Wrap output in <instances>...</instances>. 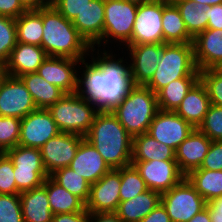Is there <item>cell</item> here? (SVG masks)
<instances>
[{
  "mask_svg": "<svg viewBox=\"0 0 222 222\" xmlns=\"http://www.w3.org/2000/svg\"><path fill=\"white\" fill-rule=\"evenodd\" d=\"M97 50V58L90 56L91 63L85 62V59L80 62L84 65L81 67L85 68H80L83 69L81 77L78 74L77 93L93 101L99 111L111 112L133 86L130 64L125 62L123 57L116 59L105 48L100 53V50Z\"/></svg>",
  "mask_w": 222,
  "mask_h": 222,
  "instance_id": "6da1fadb",
  "label": "cell"
},
{
  "mask_svg": "<svg viewBox=\"0 0 222 222\" xmlns=\"http://www.w3.org/2000/svg\"><path fill=\"white\" fill-rule=\"evenodd\" d=\"M110 169L131 165L133 138L110 111H99L84 136Z\"/></svg>",
  "mask_w": 222,
  "mask_h": 222,
  "instance_id": "7a4b0ae2",
  "label": "cell"
},
{
  "mask_svg": "<svg viewBox=\"0 0 222 222\" xmlns=\"http://www.w3.org/2000/svg\"><path fill=\"white\" fill-rule=\"evenodd\" d=\"M41 47L47 56L76 60H83L89 55L88 53L96 50L79 34L72 21L60 14L53 5L43 7Z\"/></svg>",
  "mask_w": 222,
  "mask_h": 222,
  "instance_id": "3957f363",
  "label": "cell"
},
{
  "mask_svg": "<svg viewBox=\"0 0 222 222\" xmlns=\"http://www.w3.org/2000/svg\"><path fill=\"white\" fill-rule=\"evenodd\" d=\"M158 110L156 93L146 86L133 85L111 112L133 138L147 133Z\"/></svg>",
  "mask_w": 222,
  "mask_h": 222,
  "instance_id": "277c9868",
  "label": "cell"
},
{
  "mask_svg": "<svg viewBox=\"0 0 222 222\" xmlns=\"http://www.w3.org/2000/svg\"><path fill=\"white\" fill-rule=\"evenodd\" d=\"M184 77H200L193 43H165L157 70L145 86L157 93L174 80Z\"/></svg>",
  "mask_w": 222,
  "mask_h": 222,
  "instance_id": "5b68a950",
  "label": "cell"
},
{
  "mask_svg": "<svg viewBox=\"0 0 222 222\" xmlns=\"http://www.w3.org/2000/svg\"><path fill=\"white\" fill-rule=\"evenodd\" d=\"M47 110L60 132L79 134L83 137L99 112L93 101L80 96L77 92L65 94Z\"/></svg>",
  "mask_w": 222,
  "mask_h": 222,
  "instance_id": "8992f818",
  "label": "cell"
},
{
  "mask_svg": "<svg viewBox=\"0 0 222 222\" xmlns=\"http://www.w3.org/2000/svg\"><path fill=\"white\" fill-rule=\"evenodd\" d=\"M138 4L126 0H105L104 30L102 38L92 47H104L109 38L123 46L130 45ZM103 41V42H102ZM103 43V45H101Z\"/></svg>",
  "mask_w": 222,
  "mask_h": 222,
  "instance_id": "52a82bcc",
  "label": "cell"
},
{
  "mask_svg": "<svg viewBox=\"0 0 222 222\" xmlns=\"http://www.w3.org/2000/svg\"><path fill=\"white\" fill-rule=\"evenodd\" d=\"M161 203L171 222H189L197 213L206 208V200L184 177L170 190L161 193Z\"/></svg>",
  "mask_w": 222,
  "mask_h": 222,
  "instance_id": "ba28073f",
  "label": "cell"
},
{
  "mask_svg": "<svg viewBox=\"0 0 222 222\" xmlns=\"http://www.w3.org/2000/svg\"><path fill=\"white\" fill-rule=\"evenodd\" d=\"M164 43L162 0L138 4L130 45Z\"/></svg>",
  "mask_w": 222,
  "mask_h": 222,
  "instance_id": "9c48e42d",
  "label": "cell"
},
{
  "mask_svg": "<svg viewBox=\"0 0 222 222\" xmlns=\"http://www.w3.org/2000/svg\"><path fill=\"white\" fill-rule=\"evenodd\" d=\"M36 109L22 80L6 75L0 84V116L22 119Z\"/></svg>",
  "mask_w": 222,
  "mask_h": 222,
  "instance_id": "30bf717a",
  "label": "cell"
},
{
  "mask_svg": "<svg viewBox=\"0 0 222 222\" xmlns=\"http://www.w3.org/2000/svg\"><path fill=\"white\" fill-rule=\"evenodd\" d=\"M194 127L175 111L158 110L147 134L174 150L194 131Z\"/></svg>",
  "mask_w": 222,
  "mask_h": 222,
  "instance_id": "8fae6325",
  "label": "cell"
},
{
  "mask_svg": "<svg viewBox=\"0 0 222 222\" xmlns=\"http://www.w3.org/2000/svg\"><path fill=\"white\" fill-rule=\"evenodd\" d=\"M131 164L147 188L160 193L170 190L185 177L176 160L131 161Z\"/></svg>",
  "mask_w": 222,
  "mask_h": 222,
  "instance_id": "7c38bea8",
  "label": "cell"
},
{
  "mask_svg": "<svg viewBox=\"0 0 222 222\" xmlns=\"http://www.w3.org/2000/svg\"><path fill=\"white\" fill-rule=\"evenodd\" d=\"M60 133L47 109L37 108L21 119L19 145L40 149Z\"/></svg>",
  "mask_w": 222,
  "mask_h": 222,
  "instance_id": "4fadbf2b",
  "label": "cell"
},
{
  "mask_svg": "<svg viewBox=\"0 0 222 222\" xmlns=\"http://www.w3.org/2000/svg\"><path fill=\"white\" fill-rule=\"evenodd\" d=\"M83 139L79 134L60 132L40 148L49 176L58 169L70 166Z\"/></svg>",
  "mask_w": 222,
  "mask_h": 222,
  "instance_id": "5bb4252c",
  "label": "cell"
},
{
  "mask_svg": "<svg viewBox=\"0 0 222 222\" xmlns=\"http://www.w3.org/2000/svg\"><path fill=\"white\" fill-rule=\"evenodd\" d=\"M120 172L111 169L96 183L91 184L86 210L90 213L116 212L120 203Z\"/></svg>",
  "mask_w": 222,
  "mask_h": 222,
  "instance_id": "9a60e30c",
  "label": "cell"
},
{
  "mask_svg": "<svg viewBox=\"0 0 222 222\" xmlns=\"http://www.w3.org/2000/svg\"><path fill=\"white\" fill-rule=\"evenodd\" d=\"M81 60L65 57L47 56L37 70L46 82L57 86L65 94L76 93L78 91V68Z\"/></svg>",
  "mask_w": 222,
  "mask_h": 222,
  "instance_id": "2e32d148",
  "label": "cell"
},
{
  "mask_svg": "<svg viewBox=\"0 0 222 222\" xmlns=\"http://www.w3.org/2000/svg\"><path fill=\"white\" fill-rule=\"evenodd\" d=\"M164 43L125 46L129 50L130 75L133 85L145 86L157 70ZM132 62V63H131Z\"/></svg>",
  "mask_w": 222,
  "mask_h": 222,
  "instance_id": "e0dca14e",
  "label": "cell"
},
{
  "mask_svg": "<svg viewBox=\"0 0 222 222\" xmlns=\"http://www.w3.org/2000/svg\"><path fill=\"white\" fill-rule=\"evenodd\" d=\"M194 59L199 71L222 64V30L206 29L193 39Z\"/></svg>",
  "mask_w": 222,
  "mask_h": 222,
  "instance_id": "ac0fdd59",
  "label": "cell"
},
{
  "mask_svg": "<svg viewBox=\"0 0 222 222\" xmlns=\"http://www.w3.org/2000/svg\"><path fill=\"white\" fill-rule=\"evenodd\" d=\"M212 140L198 129L177 147L175 159L179 170L186 176L190 171L200 168L210 148Z\"/></svg>",
  "mask_w": 222,
  "mask_h": 222,
  "instance_id": "d6986e66",
  "label": "cell"
},
{
  "mask_svg": "<svg viewBox=\"0 0 222 222\" xmlns=\"http://www.w3.org/2000/svg\"><path fill=\"white\" fill-rule=\"evenodd\" d=\"M46 57L47 54L42 47L17 42L3 67L7 75L19 77L36 73Z\"/></svg>",
  "mask_w": 222,
  "mask_h": 222,
  "instance_id": "ffe728a7",
  "label": "cell"
},
{
  "mask_svg": "<svg viewBox=\"0 0 222 222\" xmlns=\"http://www.w3.org/2000/svg\"><path fill=\"white\" fill-rule=\"evenodd\" d=\"M69 167L83 176L90 184L96 183L111 170L101 154L86 139L80 142Z\"/></svg>",
  "mask_w": 222,
  "mask_h": 222,
  "instance_id": "44dd1931",
  "label": "cell"
},
{
  "mask_svg": "<svg viewBox=\"0 0 222 222\" xmlns=\"http://www.w3.org/2000/svg\"><path fill=\"white\" fill-rule=\"evenodd\" d=\"M105 0H91L72 21L86 42L93 47L103 36Z\"/></svg>",
  "mask_w": 222,
  "mask_h": 222,
  "instance_id": "7402d4cb",
  "label": "cell"
},
{
  "mask_svg": "<svg viewBox=\"0 0 222 222\" xmlns=\"http://www.w3.org/2000/svg\"><path fill=\"white\" fill-rule=\"evenodd\" d=\"M210 104L206 87L199 79L188 91L175 112L197 129L203 122Z\"/></svg>",
  "mask_w": 222,
  "mask_h": 222,
  "instance_id": "603a6c76",
  "label": "cell"
},
{
  "mask_svg": "<svg viewBox=\"0 0 222 222\" xmlns=\"http://www.w3.org/2000/svg\"><path fill=\"white\" fill-rule=\"evenodd\" d=\"M19 195L24 222H52L53 213L44 185L21 192Z\"/></svg>",
  "mask_w": 222,
  "mask_h": 222,
  "instance_id": "cb8c5ba5",
  "label": "cell"
},
{
  "mask_svg": "<svg viewBox=\"0 0 222 222\" xmlns=\"http://www.w3.org/2000/svg\"><path fill=\"white\" fill-rule=\"evenodd\" d=\"M159 203L161 193L148 189L132 199L120 201L115 213L123 222H140Z\"/></svg>",
  "mask_w": 222,
  "mask_h": 222,
  "instance_id": "d4e9b609",
  "label": "cell"
},
{
  "mask_svg": "<svg viewBox=\"0 0 222 222\" xmlns=\"http://www.w3.org/2000/svg\"><path fill=\"white\" fill-rule=\"evenodd\" d=\"M162 30L165 43H193L177 6L162 0Z\"/></svg>",
  "mask_w": 222,
  "mask_h": 222,
  "instance_id": "484cf974",
  "label": "cell"
},
{
  "mask_svg": "<svg viewBox=\"0 0 222 222\" xmlns=\"http://www.w3.org/2000/svg\"><path fill=\"white\" fill-rule=\"evenodd\" d=\"M19 78L25 84L37 108L47 109L65 95L61 89L46 82L37 73H28Z\"/></svg>",
  "mask_w": 222,
  "mask_h": 222,
  "instance_id": "4316f807",
  "label": "cell"
},
{
  "mask_svg": "<svg viewBox=\"0 0 222 222\" xmlns=\"http://www.w3.org/2000/svg\"><path fill=\"white\" fill-rule=\"evenodd\" d=\"M43 185L46 188L50 209L53 215L76 213L86 209L85 203L80 198L60 186L50 176L45 179Z\"/></svg>",
  "mask_w": 222,
  "mask_h": 222,
  "instance_id": "83f0119b",
  "label": "cell"
},
{
  "mask_svg": "<svg viewBox=\"0 0 222 222\" xmlns=\"http://www.w3.org/2000/svg\"><path fill=\"white\" fill-rule=\"evenodd\" d=\"M176 160L175 150L170 146L159 143L147 133L133 137L132 160Z\"/></svg>",
  "mask_w": 222,
  "mask_h": 222,
  "instance_id": "f1b7e54d",
  "label": "cell"
},
{
  "mask_svg": "<svg viewBox=\"0 0 222 222\" xmlns=\"http://www.w3.org/2000/svg\"><path fill=\"white\" fill-rule=\"evenodd\" d=\"M16 21L17 42L41 47L43 36V7L27 10Z\"/></svg>",
  "mask_w": 222,
  "mask_h": 222,
  "instance_id": "f546056e",
  "label": "cell"
},
{
  "mask_svg": "<svg viewBox=\"0 0 222 222\" xmlns=\"http://www.w3.org/2000/svg\"><path fill=\"white\" fill-rule=\"evenodd\" d=\"M185 177L206 202L222 196V170L194 169Z\"/></svg>",
  "mask_w": 222,
  "mask_h": 222,
  "instance_id": "4dcf8cb0",
  "label": "cell"
},
{
  "mask_svg": "<svg viewBox=\"0 0 222 222\" xmlns=\"http://www.w3.org/2000/svg\"><path fill=\"white\" fill-rule=\"evenodd\" d=\"M199 79L200 77L179 78L160 89L156 93L158 108L163 111H175Z\"/></svg>",
  "mask_w": 222,
  "mask_h": 222,
  "instance_id": "1f68e13d",
  "label": "cell"
},
{
  "mask_svg": "<svg viewBox=\"0 0 222 222\" xmlns=\"http://www.w3.org/2000/svg\"><path fill=\"white\" fill-rule=\"evenodd\" d=\"M180 11L189 35L194 39L207 29L208 17L204 5L190 0H172Z\"/></svg>",
  "mask_w": 222,
  "mask_h": 222,
  "instance_id": "d6a6232c",
  "label": "cell"
},
{
  "mask_svg": "<svg viewBox=\"0 0 222 222\" xmlns=\"http://www.w3.org/2000/svg\"><path fill=\"white\" fill-rule=\"evenodd\" d=\"M50 177L71 194L80 198L85 204L88 201L91 184L70 167L56 170Z\"/></svg>",
  "mask_w": 222,
  "mask_h": 222,
  "instance_id": "836d02e7",
  "label": "cell"
},
{
  "mask_svg": "<svg viewBox=\"0 0 222 222\" xmlns=\"http://www.w3.org/2000/svg\"><path fill=\"white\" fill-rule=\"evenodd\" d=\"M117 170L120 172L121 178L120 201L132 199L148 190L145 181L132 164Z\"/></svg>",
  "mask_w": 222,
  "mask_h": 222,
  "instance_id": "e575fe53",
  "label": "cell"
},
{
  "mask_svg": "<svg viewBox=\"0 0 222 222\" xmlns=\"http://www.w3.org/2000/svg\"><path fill=\"white\" fill-rule=\"evenodd\" d=\"M17 194L44 184L49 176L45 168L13 167Z\"/></svg>",
  "mask_w": 222,
  "mask_h": 222,
  "instance_id": "d590c367",
  "label": "cell"
},
{
  "mask_svg": "<svg viewBox=\"0 0 222 222\" xmlns=\"http://www.w3.org/2000/svg\"><path fill=\"white\" fill-rule=\"evenodd\" d=\"M13 167L45 168L40 149L17 145L6 151Z\"/></svg>",
  "mask_w": 222,
  "mask_h": 222,
  "instance_id": "8d00e7d4",
  "label": "cell"
},
{
  "mask_svg": "<svg viewBox=\"0 0 222 222\" xmlns=\"http://www.w3.org/2000/svg\"><path fill=\"white\" fill-rule=\"evenodd\" d=\"M17 44L15 18L0 16V65L8 61L13 48Z\"/></svg>",
  "mask_w": 222,
  "mask_h": 222,
  "instance_id": "74e56055",
  "label": "cell"
},
{
  "mask_svg": "<svg viewBox=\"0 0 222 222\" xmlns=\"http://www.w3.org/2000/svg\"><path fill=\"white\" fill-rule=\"evenodd\" d=\"M197 129L212 141H222V107L210 104Z\"/></svg>",
  "mask_w": 222,
  "mask_h": 222,
  "instance_id": "f35d334b",
  "label": "cell"
},
{
  "mask_svg": "<svg viewBox=\"0 0 222 222\" xmlns=\"http://www.w3.org/2000/svg\"><path fill=\"white\" fill-rule=\"evenodd\" d=\"M21 119L0 116V150L7 151L19 145Z\"/></svg>",
  "mask_w": 222,
  "mask_h": 222,
  "instance_id": "ab89813d",
  "label": "cell"
},
{
  "mask_svg": "<svg viewBox=\"0 0 222 222\" xmlns=\"http://www.w3.org/2000/svg\"><path fill=\"white\" fill-rule=\"evenodd\" d=\"M200 80L206 87L210 103L222 107V71L218 68L201 70Z\"/></svg>",
  "mask_w": 222,
  "mask_h": 222,
  "instance_id": "60d3db41",
  "label": "cell"
},
{
  "mask_svg": "<svg viewBox=\"0 0 222 222\" xmlns=\"http://www.w3.org/2000/svg\"><path fill=\"white\" fill-rule=\"evenodd\" d=\"M0 222H24L19 194H0Z\"/></svg>",
  "mask_w": 222,
  "mask_h": 222,
  "instance_id": "b9f144b4",
  "label": "cell"
},
{
  "mask_svg": "<svg viewBox=\"0 0 222 222\" xmlns=\"http://www.w3.org/2000/svg\"><path fill=\"white\" fill-rule=\"evenodd\" d=\"M0 194H17L13 163L8 156L0 163Z\"/></svg>",
  "mask_w": 222,
  "mask_h": 222,
  "instance_id": "7bdbcfd3",
  "label": "cell"
},
{
  "mask_svg": "<svg viewBox=\"0 0 222 222\" xmlns=\"http://www.w3.org/2000/svg\"><path fill=\"white\" fill-rule=\"evenodd\" d=\"M91 0H56L52 5L66 19H73L82 12Z\"/></svg>",
  "mask_w": 222,
  "mask_h": 222,
  "instance_id": "ee69618b",
  "label": "cell"
},
{
  "mask_svg": "<svg viewBox=\"0 0 222 222\" xmlns=\"http://www.w3.org/2000/svg\"><path fill=\"white\" fill-rule=\"evenodd\" d=\"M207 170H222V141H212L200 168Z\"/></svg>",
  "mask_w": 222,
  "mask_h": 222,
  "instance_id": "f6af8a7d",
  "label": "cell"
},
{
  "mask_svg": "<svg viewBox=\"0 0 222 222\" xmlns=\"http://www.w3.org/2000/svg\"><path fill=\"white\" fill-rule=\"evenodd\" d=\"M26 11L20 0H0V16L16 19Z\"/></svg>",
  "mask_w": 222,
  "mask_h": 222,
  "instance_id": "bcb514c9",
  "label": "cell"
},
{
  "mask_svg": "<svg viewBox=\"0 0 222 222\" xmlns=\"http://www.w3.org/2000/svg\"><path fill=\"white\" fill-rule=\"evenodd\" d=\"M208 17L207 29L222 30V4L205 7Z\"/></svg>",
  "mask_w": 222,
  "mask_h": 222,
  "instance_id": "7dc6e473",
  "label": "cell"
},
{
  "mask_svg": "<svg viewBox=\"0 0 222 222\" xmlns=\"http://www.w3.org/2000/svg\"><path fill=\"white\" fill-rule=\"evenodd\" d=\"M52 222H90V213L85 209L76 213L55 214Z\"/></svg>",
  "mask_w": 222,
  "mask_h": 222,
  "instance_id": "c3c4849f",
  "label": "cell"
},
{
  "mask_svg": "<svg viewBox=\"0 0 222 222\" xmlns=\"http://www.w3.org/2000/svg\"><path fill=\"white\" fill-rule=\"evenodd\" d=\"M140 222H171L169 215L162 203H159L146 217Z\"/></svg>",
  "mask_w": 222,
  "mask_h": 222,
  "instance_id": "681fc988",
  "label": "cell"
},
{
  "mask_svg": "<svg viewBox=\"0 0 222 222\" xmlns=\"http://www.w3.org/2000/svg\"><path fill=\"white\" fill-rule=\"evenodd\" d=\"M211 222H222V196L207 202Z\"/></svg>",
  "mask_w": 222,
  "mask_h": 222,
  "instance_id": "f907efd6",
  "label": "cell"
},
{
  "mask_svg": "<svg viewBox=\"0 0 222 222\" xmlns=\"http://www.w3.org/2000/svg\"><path fill=\"white\" fill-rule=\"evenodd\" d=\"M90 222H123L115 212L90 214Z\"/></svg>",
  "mask_w": 222,
  "mask_h": 222,
  "instance_id": "816d5d0a",
  "label": "cell"
},
{
  "mask_svg": "<svg viewBox=\"0 0 222 222\" xmlns=\"http://www.w3.org/2000/svg\"><path fill=\"white\" fill-rule=\"evenodd\" d=\"M189 222H211L209 209L207 208V206L201 212L192 217Z\"/></svg>",
  "mask_w": 222,
  "mask_h": 222,
  "instance_id": "f5cc1de1",
  "label": "cell"
},
{
  "mask_svg": "<svg viewBox=\"0 0 222 222\" xmlns=\"http://www.w3.org/2000/svg\"><path fill=\"white\" fill-rule=\"evenodd\" d=\"M27 10H37L46 6L41 0H20Z\"/></svg>",
  "mask_w": 222,
  "mask_h": 222,
  "instance_id": "db71d44e",
  "label": "cell"
},
{
  "mask_svg": "<svg viewBox=\"0 0 222 222\" xmlns=\"http://www.w3.org/2000/svg\"><path fill=\"white\" fill-rule=\"evenodd\" d=\"M190 1L194 2L195 4L200 3L206 7L213 6L216 4H222V0H190Z\"/></svg>",
  "mask_w": 222,
  "mask_h": 222,
  "instance_id": "11a10c76",
  "label": "cell"
},
{
  "mask_svg": "<svg viewBox=\"0 0 222 222\" xmlns=\"http://www.w3.org/2000/svg\"><path fill=\"white\" fill-rule=\"evenodd\" d=\"M6 72L4 70V67L0 65V84L3 81L4 77L6 76Z\"/></svg>",
  "mask_w": 222,
  "mask_h": 222,
  "instance_id": "9f6ffc18",
  "label": "cell"
},
{
  "mask_svg": "<svg viewBox=\"0 0 222 222\" xmlns=\"http://www.w3.org/2000/svg\"><path fill=\"white\" fill-rule=\"evenodd\" d=\"M126 1L134 2V3H137V4H142V3H146V2H149V1H152V0H126Z\"/></svg>",
  "mask_w": 222,
  "mask_h": 222,
  "instance_id": "6f0895ef",
  "label": "cell"
},
{
  "mask_svg": "<svg viewBox=\"0 0 222 222\" xmlns=\"http://www.w3.org/2000/svg\"><path fill=\"white\" fill-rule=\"evenodd\" d=\"M6 156H7V155H6V151L0 150V163H1V161H2Z\"/></svg>",
  "mask_w": 222,
  "mask_h": 222,
  "instance_id": "680465c9",
  "label": "cell"
},
{
  "mask_svg": "<svg viewBox=\"0 0 222 222\" xmlns=\"http://www.w3.org/2000/svg\"><path fill=\"white\" fill-rule=\"evenodd\" d=\"M45 5H52L56 0H41Z\"/></svg>",
  "mask_w": 222,
  "mask_h": 222,
  "instance_id": "91938a15",
  "label": "cell"
}]
</instances>
